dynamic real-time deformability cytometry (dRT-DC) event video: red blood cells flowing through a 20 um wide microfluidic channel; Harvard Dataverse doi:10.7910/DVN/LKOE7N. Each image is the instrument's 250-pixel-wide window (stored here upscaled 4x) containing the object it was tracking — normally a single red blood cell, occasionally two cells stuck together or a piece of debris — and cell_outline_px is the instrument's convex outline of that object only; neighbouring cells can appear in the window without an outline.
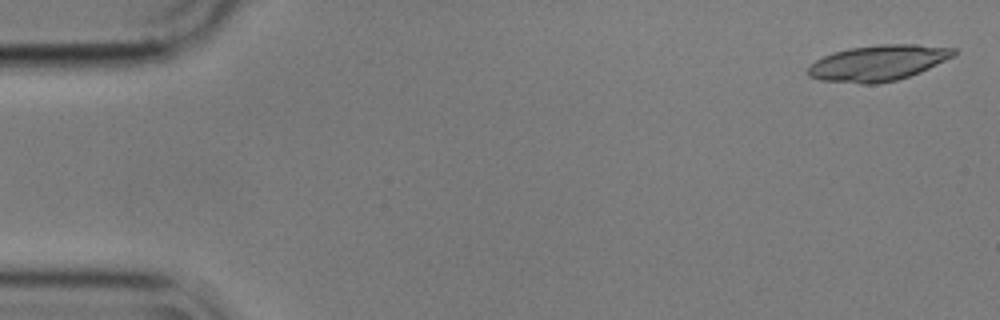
{"species": "common noctule bat (a hibernating species)", "species_latin": "Nyctalus noctula", "temperature_condition": "cold", "stored_images_in_passage": 55, "camera_frame_rate_fps": 3000, "um_per_image_px": 0.085, "animal": {"sex": "male", "body_mass_g": 17.9}, "frame": {"image": 1, "passage_image": 2, "time_ms": 0.333, "image_size_px": [1000, 320], "cell_outline_px": [[956, 56], [920, 72], [896, 80], [876, 84], [860, 84], [820, 80], [808, 76], [808, 68], [816, 60], [832, 52], [848, 48], [880, 44], [916, 44], [956, 48]], "centroid_in_image_um": [74.66, 5.34], "position_along_channel_um": 10.3, "area_um2": 30.52}}